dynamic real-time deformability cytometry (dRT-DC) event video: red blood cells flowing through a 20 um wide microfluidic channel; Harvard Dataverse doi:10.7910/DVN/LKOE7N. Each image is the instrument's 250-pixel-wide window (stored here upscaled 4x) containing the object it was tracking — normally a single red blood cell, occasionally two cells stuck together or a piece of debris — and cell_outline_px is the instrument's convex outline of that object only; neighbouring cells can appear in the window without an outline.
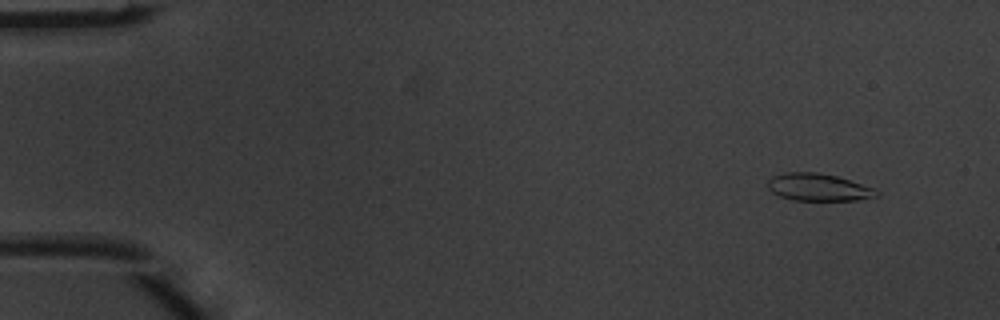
{"species": "common noctule bat (a hibernating species)", "species_latin": "Nyctalus noctula", "temperature_condition": "warm", "stored_images_in_passage": 7, "camera_frame_rate_fps": 3000, "um_per_image_px": 0.085, "animal": {"sex": "male", "body_mass_g": 20.1, "forearm_length_mm": 53.5}, "frame": {"image": 1, "passage_image": 2, "time_ms": 0.333, "image_size_px": [1000, 320], "cell_outline_px": [[880, 196], [860, 200], [792, 200], [780, 196], [772, 192], [768, 188], [768, 180], [772, 176], [784, 172], [816, 172], [836, 176], [876, 188], [880, 192]], "centroid_in_image_um": [69.6, 15.92], "position_along_channel_um": 15.4, "area_um2": 17.51}}
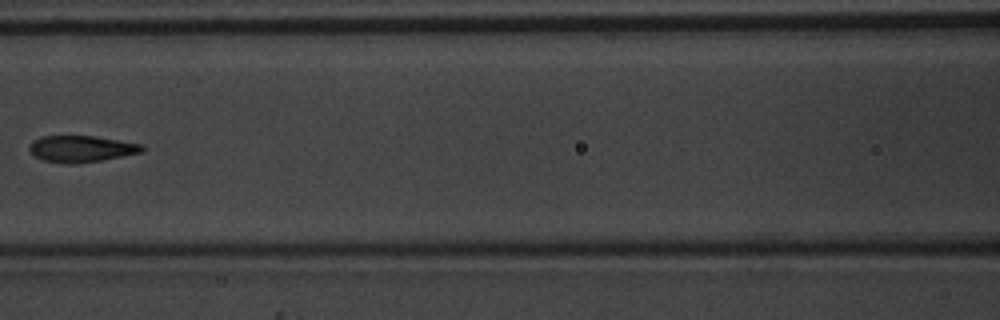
{"frame": {"image": 2, "passage_image": 7, "time_ms": 2.0, "image_size_px": [1000, 320], "cell_outline_px": [[144, 148], [140, 152], [100, 160], [76, 164], [68, 164], [44, 160], [36, 156], [28, 148], [32, 140], [40, 136], [96, 136], [144, 144]], "centroid_in_image_um": [6.89, 12.63], "position_along_channel_um": 159.7, "area_um2": 17.28}}